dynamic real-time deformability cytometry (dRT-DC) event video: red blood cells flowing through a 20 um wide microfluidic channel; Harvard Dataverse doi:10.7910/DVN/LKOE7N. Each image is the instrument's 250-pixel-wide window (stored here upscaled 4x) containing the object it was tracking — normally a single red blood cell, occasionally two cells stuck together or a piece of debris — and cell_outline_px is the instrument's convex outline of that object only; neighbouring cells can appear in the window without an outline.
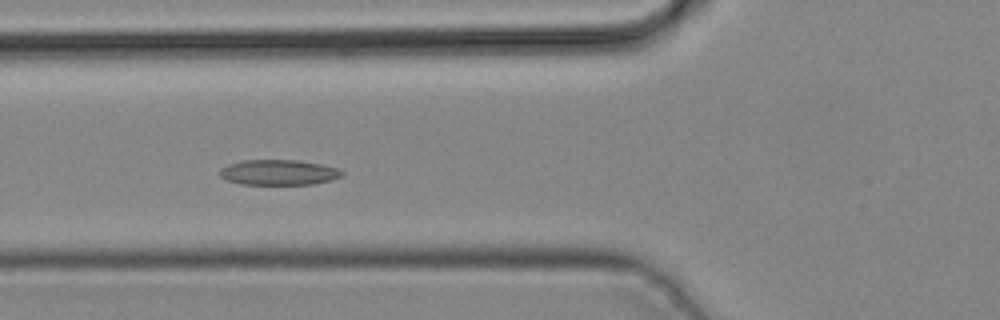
{"species": "common noctule bat (a hibernating species)", "species_latin": "Nyctalus noctula", "temperature_condition": "cold", "stored_images_in_passage": 5, "camera_frame_rate_fps": 3000, "um_per_image_px": 0.085, "animal": {"sex": "male", "body_mass_g": 19.2, "forearm_length_mm": 51.8}, "frame": {"image": 1, "passage_image": 5, "time_ms": 1.333, "image_size_px": [1000, 320], "cell_outline_px": [[344, 172], [340, 176], [332, 180], [312, 184], [240, 184], [228, 180], [220, 176], [220, 168], [228, 164], [240, 160], [296, 160], [320, 164], [336, 168]], "centroid_in_image_um": [23.65, 14.65], "position_along_channel_um": 102.2, "area_um2": 17.92}}